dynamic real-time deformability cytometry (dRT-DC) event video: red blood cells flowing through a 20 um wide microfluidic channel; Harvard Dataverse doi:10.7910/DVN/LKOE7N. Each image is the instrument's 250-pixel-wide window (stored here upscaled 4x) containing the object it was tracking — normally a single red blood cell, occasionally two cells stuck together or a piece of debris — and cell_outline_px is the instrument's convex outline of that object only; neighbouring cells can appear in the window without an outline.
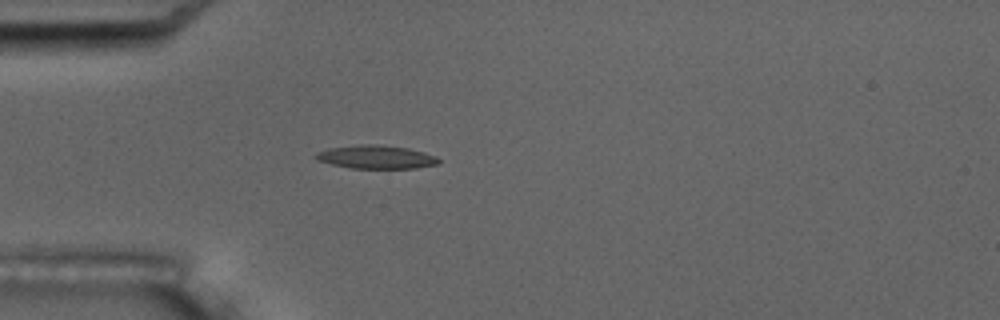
{"species": "common noctule bat (a hibernating species)", "species_latin": "Nyctalus noctula", "temperature_condition": "room temperature", "stored_images_in_passage": 5, "camera_frame_rate_fps": 3000, "um_per_image_px": 0.085, "animal": {"sex": "male", "body_mass_g": 17.5, "forearm_length_mm": 52.3}, "frame": {"image": 1, "passage_image": 5, "time_ms": 4.333, "image_size_px": [1000, 320], "cell_outline_px": [[440, 164], [416, 168], [352, 168], [332, 164], [316, 160], [316, 152], [328, 148], [360, 144], [376, 144], [408, 148], [424, 152], [436, 156], [440, 160]], "centroid_in_image_um": [31.99, 13.34], "position_along_channel_um": 53.0, "area_um2": 16.76}}